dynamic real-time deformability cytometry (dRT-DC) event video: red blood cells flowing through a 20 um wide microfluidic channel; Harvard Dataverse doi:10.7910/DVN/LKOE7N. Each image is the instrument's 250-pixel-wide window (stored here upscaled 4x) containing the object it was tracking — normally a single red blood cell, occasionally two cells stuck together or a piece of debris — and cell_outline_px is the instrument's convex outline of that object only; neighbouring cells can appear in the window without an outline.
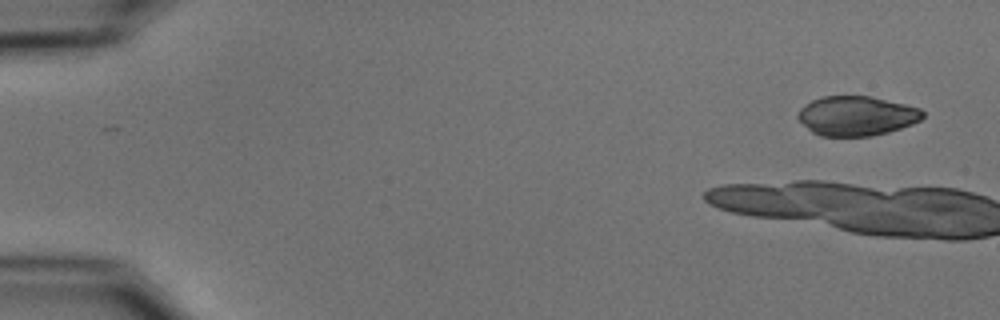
{"species": "common noctule bat (a hibernating species)", "species_latin": "Nyctalus noctula", "temperature_condition": "cold", "stored_images_in_passage": 23, "camera_frame_rate_fps": 3000, "um_per_image_px": 0.085, "animal": {"sex": "male", "body_mass_g": 15.6}, "frame": {"image": 1, "passage_image": 1, "time_ms": 0.0, "image_size_px": [1000, 320], "cell_outline_px": [[924, 116], [920, 120], [912, 124], [888, 132], [872, 136], [820, 136], [812, 132], [796, 116], [800, 108], [804, 104], [812, 100], [824, 96], [872, 96], [920, 108], [924, 112]], "centroid_in_image_um": [72.8, 9.84], "position_along_channel_um": 12.2, "area_um2": 28.78}}
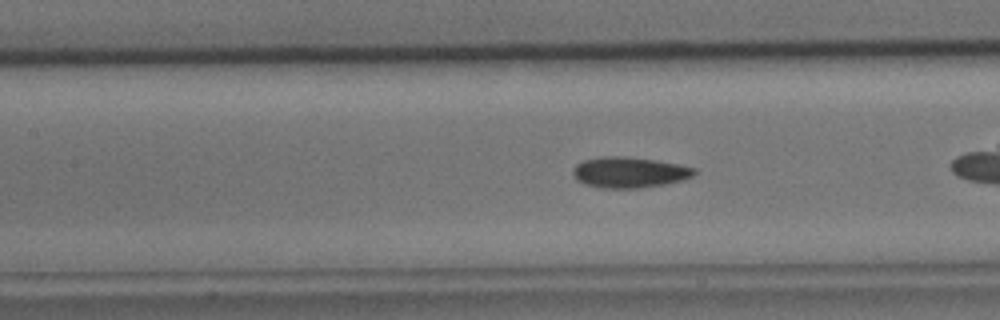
{"frame": {"image": 2, "passage_image": 20, "time_ms": 6.333, "image_size_px": [1000, 320], "cell_outline_px": [[696, 172], [692, 176], [684, 180], [664, 184], [636, 188], [600, 188], [584, 184], [576, 180], [572, 172], [572, 168], [576, 164], [584, 160], [604, 156], [624, 156], [656, 160], [696, 168]], "centroid_in_image_um": [53.46, 14.65], "position_along_channel_um": 153.9, "area_um2": 21.79}}